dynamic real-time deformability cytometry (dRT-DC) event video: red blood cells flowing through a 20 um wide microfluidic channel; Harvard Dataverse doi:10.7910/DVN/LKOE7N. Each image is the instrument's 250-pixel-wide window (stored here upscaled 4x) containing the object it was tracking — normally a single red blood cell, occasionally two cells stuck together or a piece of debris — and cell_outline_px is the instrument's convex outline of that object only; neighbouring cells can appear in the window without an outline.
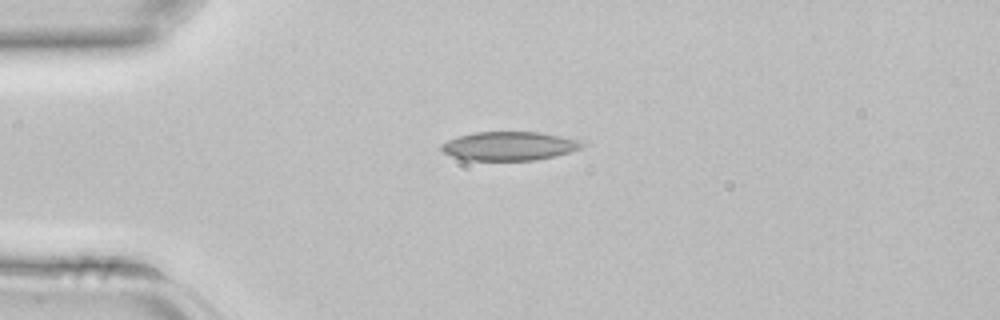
{"species": "common noctule bat (a hibernating species)", "species_latin": "Nyctalus noctula", "temperature_condition": "room temperature", "stored_images_in_passage": 33, "camera_frame_rate_fps": 3000, "um_per_image_px": 0.085, "animal": {"sex": "female", "body_mass_g": 22.7, "forearm_length_mm": 54.2}, "frame": {"image": 1, "passage_image": 1, "time_ms": 0.0, "image_size_px": [1000, 320], "cell_outline_px": [[584, 148], [556, 156], [536, 160], [464, 160], [452, 156], [444, 152], [440, 148], [440, 144], [456, 136], [472, 132], [540, 132], [580, 140], [584, 144]], "centroid_in_image_um": [43.28, 12.41], "position_along_channel_um": 41.7, "area_um2": 23.81}}
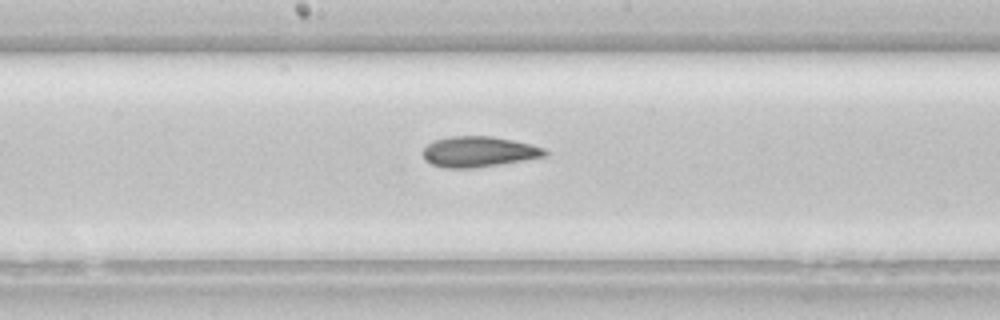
{"frame": {"image": 2, "passage_image": 13, "time_ms": 4.0, "image_size_px": [1000, 320], "cell_outline_px": [[548, 152], [544, 156], [472, 168], [444, 168], [432, 164], [424, 160], [424, 148], [432, 140], [452, 136], [492, 136], [532, 144], [544, 148]], "centroid_in_image_um": [40.64, 12.88], "position_along_channel_um": 207.6, "area_um2": 21.44}}
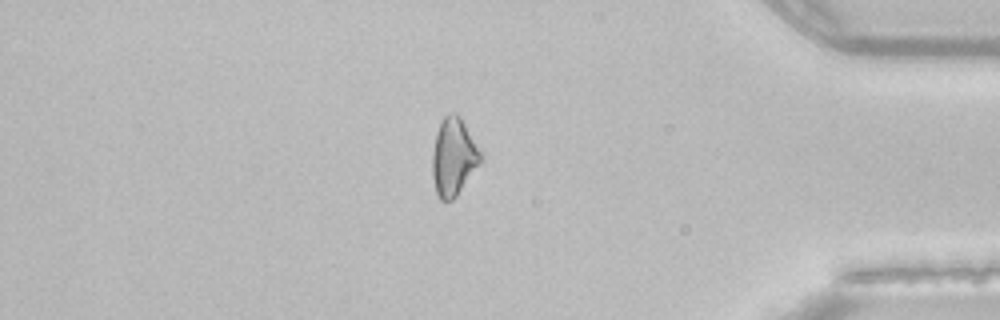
{"frame": {"image": 3, "passage_image": 27, "time_ms": 8.667, "image_size_px": [1000, 320], "cell_outline_px": [[484, 160], [456, 196], [452, 200], [440, 200], [436, 192], [432, 176], [432, 152], [436, 132], [444, 116], [448, 112], [456, 112], [460, 116], [484, 152]], "centroid_in_image_um": [38.6, 13.31], "position_along_channel_um": 396.6, "area_um2": 22.48}}